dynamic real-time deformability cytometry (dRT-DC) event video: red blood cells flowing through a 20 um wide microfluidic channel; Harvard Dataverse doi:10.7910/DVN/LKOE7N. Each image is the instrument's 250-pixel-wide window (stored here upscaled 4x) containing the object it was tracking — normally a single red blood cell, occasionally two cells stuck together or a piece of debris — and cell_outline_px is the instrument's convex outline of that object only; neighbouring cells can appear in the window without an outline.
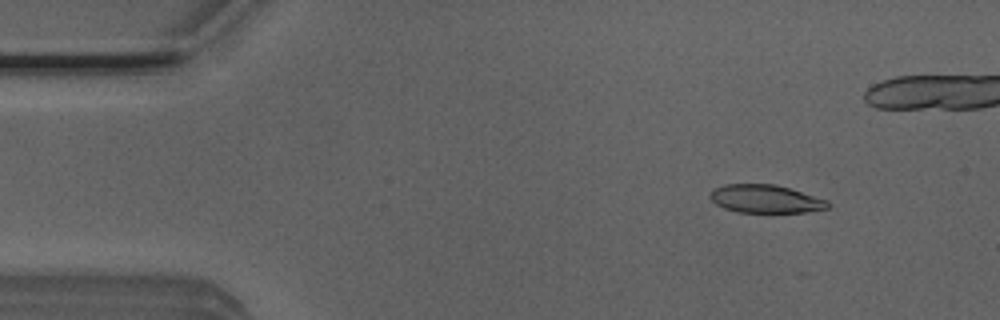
{"species": "Egyptian fruit bat (a non-hibernating species)", "species_latin": "Rousettus aegyptiacus", "temperature_condition": "room temperature", "stored_images_in_passage": 5, "camera_frame_rate_fps": 3000, "um_per_image_px": 0.085, "animal": {"sex": "male"}, "frame": {"image": 1, "passage_image": 2, "time_ms": 0.333, "image_size_px": [1000, 320], "cell_outline_px": [[832, 204], [828, 208], [808, 212], [736, 212], [724, 208], [716, 204], [708, 196], [712, 188], [724, 184], [776, 184], [828, 200]], "centroid_in_image_um": [65.06, 16.9], "position_along_channel_um": 19.9, "area_um2": 19.48}}